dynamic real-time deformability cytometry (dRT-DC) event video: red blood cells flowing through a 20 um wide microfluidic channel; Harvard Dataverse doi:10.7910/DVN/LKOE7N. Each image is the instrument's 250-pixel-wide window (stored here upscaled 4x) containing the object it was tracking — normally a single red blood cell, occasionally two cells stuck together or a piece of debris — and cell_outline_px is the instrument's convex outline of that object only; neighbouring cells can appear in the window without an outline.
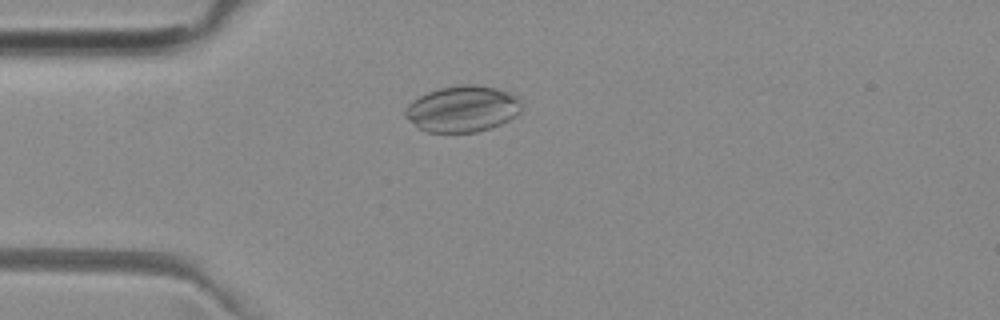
{"species": "common noctule bat (a hibernating species)", "species_latin": "Nyctalus noctula", "temperature_condition": "room temperature", "stored_images_in_passage": 44, "camera_frame_rate_fps": 3000, "um_per_image_px": 0.085, "animal": {"sex": "female", "body_mass_g": 29.2, "forearm_length_mm": 56.3}, "frame": {"image": 1, "passage_image": 12, "time_ms": 3.667, "image_size_px": [1000, 320], "cell_outline_px": [[520, 112], [516, 116], [500, 124], [476, 132], [428, 132], [420, 128], [408, 120], [404, 116], [404, 108], [412, 100], [428, 92], [440, 88], [460, 84], [476, 84], [496, 88], [508, 92], [516, 96], [520, 100]], "centroid_in_image_um": [39.29, 9.24], "position_along_channel_um": 45.7, "area_um2": 31.27}}
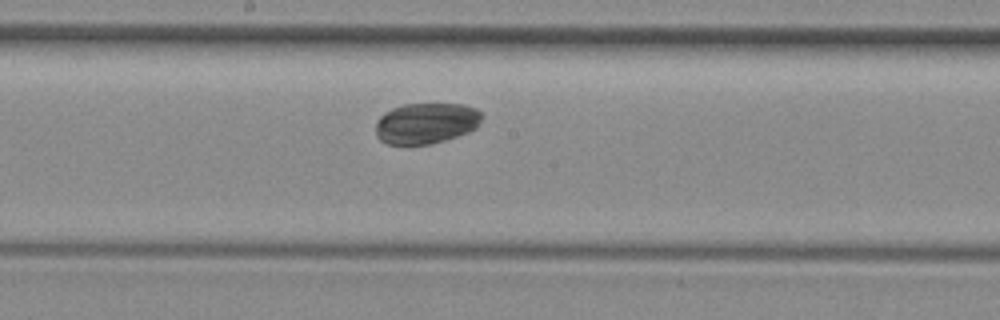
{"frame": {"image": 2, "passage_image": 26, "time_ms": 8.333, "image_size_px": [1000, 320], "cell_outline_px": [[484, 116], [476, 128], [468, 132], [444, 140], [428, 144], [388, 144], [380, 140], [376, 136], [376, 120], [384, 112], [392, 108], [404, 104], [464, 104], [476, 108]], "centroid_in_image_um": [36.22, 10.46], "position_along_channel_um": 212.0, "area_um2": 25.37}}
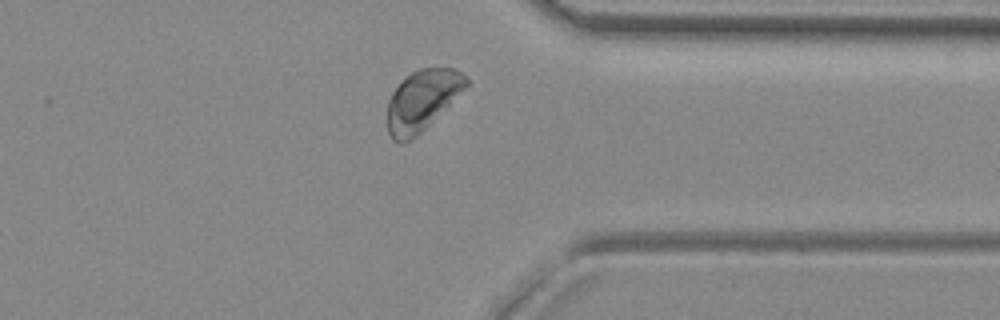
{"frame": {"image": 3, "passage_image": 39, "time_ms": 12.667, "image_size_px": [1000, 320], "cell_outline_px": [[468, 84], [416, 136], [400, 144], [392, 140], [388, 132], [388, 100], [392, 92], [412, 72], [420, 68], [456, 68], [468, 80]], "centroid_in_image_um": [35.84, 8.53], "position_along_channel_um": 375.6, "area_um2": 26.88}, "authors_computed_cell_mechanics": {"area_um2": 28.1486, "velocity_mm_per_s": 3.9099, "shape_relaxation_time_tau1_ms": 1.8752, "shape_relaxation_time_tau2_ms": null, "deformation_change_tau1": 0.0387, "deformation_change_tau2": null}}